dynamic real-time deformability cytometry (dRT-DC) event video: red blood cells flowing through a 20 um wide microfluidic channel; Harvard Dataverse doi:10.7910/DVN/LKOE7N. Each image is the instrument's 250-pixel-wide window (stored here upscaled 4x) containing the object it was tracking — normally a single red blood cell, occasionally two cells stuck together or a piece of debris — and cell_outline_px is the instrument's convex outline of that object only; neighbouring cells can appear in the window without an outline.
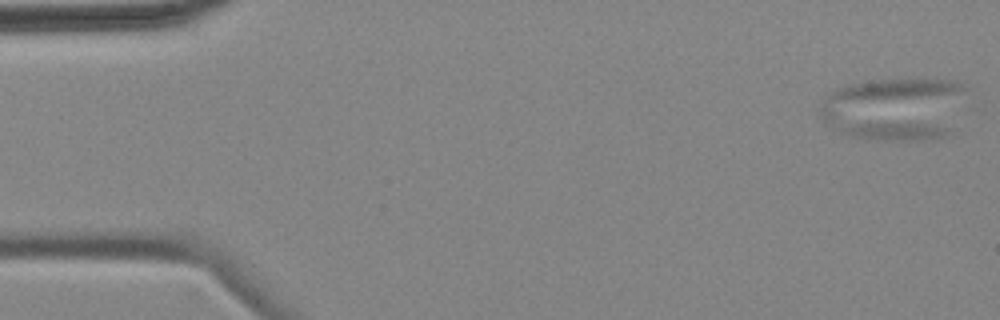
{"species": "common noctule bat (a hibernating species)", "species_latin": "Nyctalus noctula", "temperature_condition": "cold", "stored_images_in_passage": 4, "camera_frame_rate_fps": 3000, "um_per_image_px": 0.085, "animal": {"sex": "female", "body_mass_g": 18.4}, "frame": {"image": 1, "passage_image": 4, "time_ms": 8.0, "image_size_px": [1000, 320], "cell_outline_px": [[964, 88], [948, 128], [940, 136], [916, 140], [876, 140], [852, 136], [840, 132], [832, 128], [820, 116], [828, 92], [848, 84], [872, 80], [956, 80]], "centroid_in_image_um": [75.9, 9.24], "position_along_channel_um": 9.1, "area_um2": 51.79}}